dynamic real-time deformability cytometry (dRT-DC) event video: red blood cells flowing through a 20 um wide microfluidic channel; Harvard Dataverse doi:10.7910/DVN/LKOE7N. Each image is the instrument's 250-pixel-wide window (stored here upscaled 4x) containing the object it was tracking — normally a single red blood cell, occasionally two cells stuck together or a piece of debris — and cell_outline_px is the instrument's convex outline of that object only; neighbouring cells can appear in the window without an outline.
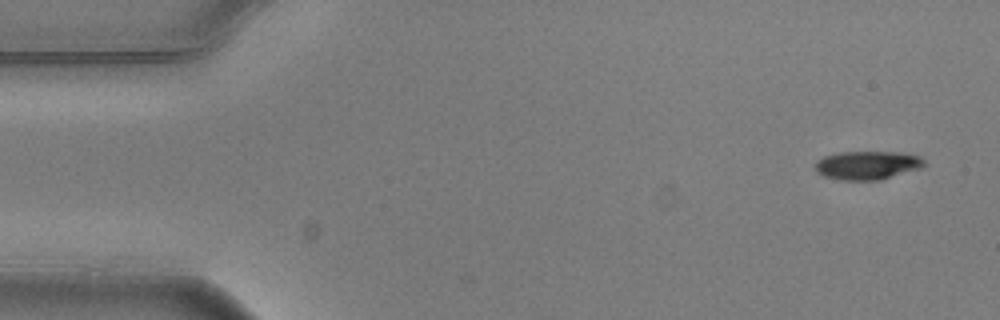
{"species": "common noctule bat (a hibernating species)", "species_latin": "Nyctalus noctula", "temperature_condition": "warm", "stored_images_in_passage": 5, "camera_frame_rate_fps": 3000, "um_per_image_px": 0.085, "animal": {"sex": "male", "body_mass_g": 20.5, "forearm_length_mm": 52.5}, "frame": {"image": 1, "passage_image": 1, "time_ms": 0.0, "image_size_px": [1000, 320], "cell_outline_px": [[928, 164], [924, 168], [880, 180], [840, 180], [824, 176], [816, 172], [816, 160], [824, 156], [840, 152], [900, 152], [920, 156]], "centroid_in_image_um": [73.78, 14.05], "position_along_channel_um": 11.2, "area_um2": 18.44}}
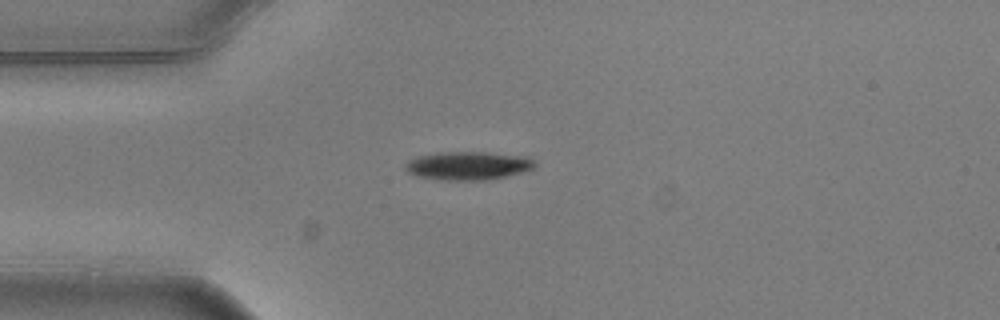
{"frame": {"image": 2, "passage_image": 4, "time_ms": 1.0, "image_size_px": [1000, 320], "cell_outline_px": [[536, 164], [532, 168], [520, 172], [488, 180], [436, 180], [416, 176], [408, 172], [404, 168], [404, 164], [408, 160], [420, 156], [440, 152], [488, 152], [524, 156], [532, 160]], "centroid_in_image_um": [39.72, 14.09], "position_along_channel_um": 45.3, "area_um2": 21.33}}